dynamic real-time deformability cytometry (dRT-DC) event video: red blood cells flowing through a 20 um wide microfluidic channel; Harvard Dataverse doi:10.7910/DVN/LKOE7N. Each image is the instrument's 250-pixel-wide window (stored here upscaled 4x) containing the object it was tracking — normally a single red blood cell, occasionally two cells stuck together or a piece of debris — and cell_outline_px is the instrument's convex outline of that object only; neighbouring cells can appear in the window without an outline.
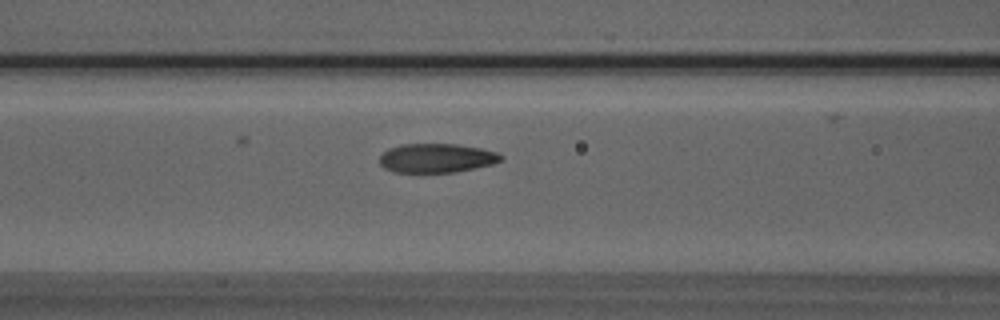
{"species": "Egyptian fruit bat (a non-hibernating species)", "species_latin": "Rousettus aegyptiacus", "temperature_condition": "room temperature", "stored_images_in_passage": 26, "camera_frame_rate_fps": 3000, "um_per_image_px": 0.085, "animal": {"sex": "male"}, "frame": {"image": 1, "passage_image": 5, "time_ms": 1.333, "image_size_px": [1000, 320], "cell_outline_px": [[504, 156], [500, 160], [492, 164], [456, 172], [392, 172], [384, 168], [380, 164], [380, 156], [388, 148], [404, 144], [456, 144], [480, 148], [496, 152]], "centroid_in_image_um": [37.09, 13.44], "position_along_channel_um": 129.5, "area_um2": 20.46}}
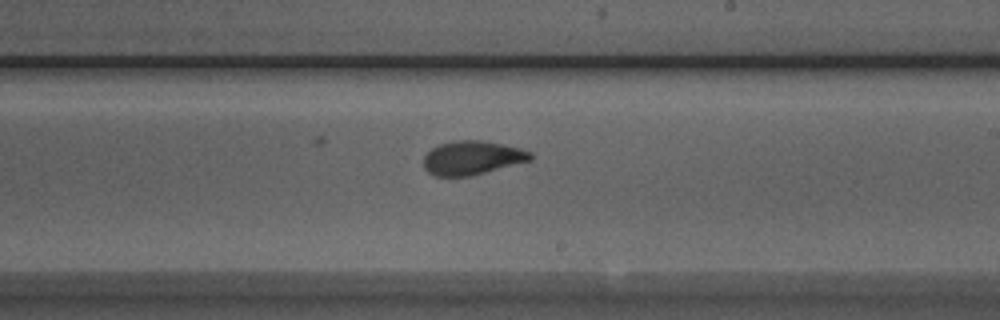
{"frame": {"image": 2, "passage_image": 14, "time_ms": 4.333, "image_size_px": [1000, 320], "cell_outline_px": [[532, 160], [472, 176], [436, 176], [428, 172], [424, 168], [424, 156], [432, 148], [440, 144], [452, 140], [484, 140], [520, 148], [532, 152]], "centroid_in_image_um": [40.15, 13.41], "position_along_channel_um": 248.9, "area_um2": 21.21}}
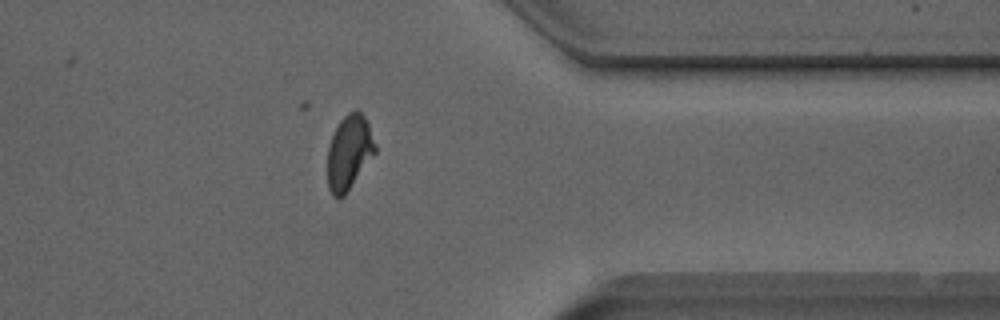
{"frame": {"image": 3, "passage_image": 25, "time_ms": 8.0, "image_size_px": [1000, 320], "cell_outline_px": [[376, 152], [344, 196], [340, 200], [332, 196], [328, 188], [328, 148], [332, 136], [340, 120], [348, 112], [356, 108], [360, 108], [368, 124], [376, 144]], "centroid_in_image_um": [29.68, 12.94], "position_along_channel_um": 381.7, "area_um2": 20.81}}